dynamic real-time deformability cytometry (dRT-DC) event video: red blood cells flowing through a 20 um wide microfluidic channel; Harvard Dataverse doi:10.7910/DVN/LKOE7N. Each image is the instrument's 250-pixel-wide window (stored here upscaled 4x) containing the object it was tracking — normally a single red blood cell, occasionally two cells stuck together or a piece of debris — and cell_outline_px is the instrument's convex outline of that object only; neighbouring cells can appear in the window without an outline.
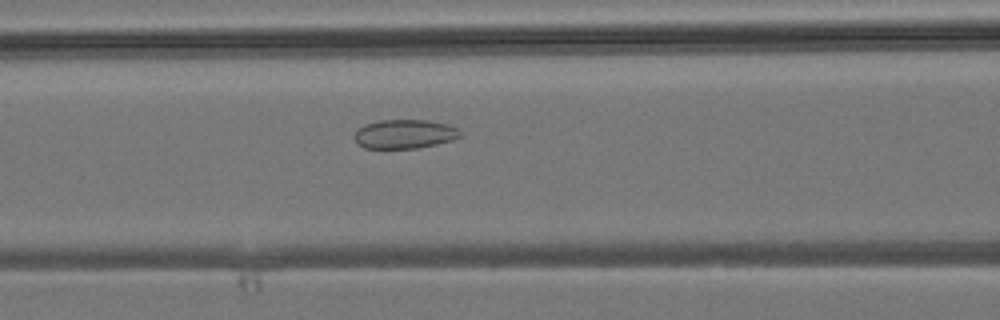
{"species": "common noctule bat (a hibernating species)", "species_latin": "Nyctalus noctula", "temperature_condition": "room temperature", "stored_images_in_passage": 37, "camera_frame_rate_fps": 3000, "um_per_image_px": 0.085, "animal": {"sex": "male", "body_mass_g": 19.2, "forearm_length_mm": 51.8}, "frame": {"image": 1, "passage_image": 16, "time_ms": 5.0, "image_size_px": [1000, 320], "cell_outline_px": [[460, 136], [452, 140], [436, 144], [416, 148], [364, 148], [356, 144], [352, 136], [356, 128], [364, 124], [376, 120], [428, 120], [448, 124], [460, 128]], "centroid_in_image_um": [34.32, 11.38], "position_along_channel_um": 132.3, "area_um2": 18.26}}
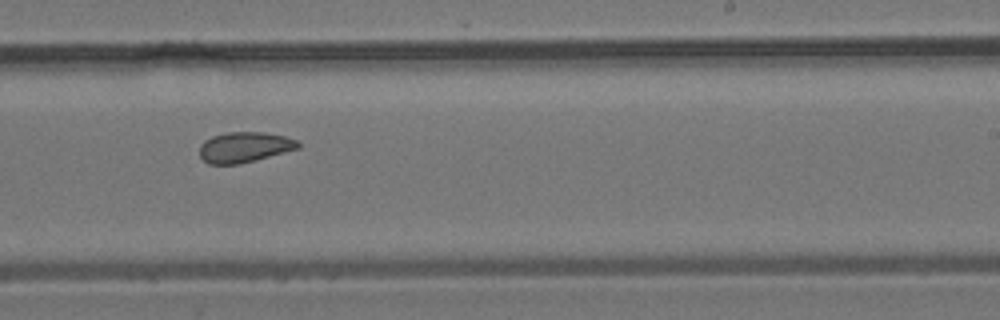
{"frame": {"image": 2, "passage_image": 25, "time_ms": 8.0, "image_size_px": [1000, 320], "cell_outline_px": [[300, 148], [240, 164], [208, 164], [200, 156], [200, 144], [204, 140], [212, 136], [228, 132], [264, 132], [284, 136], [300, 140]], "centroid_in_image_um": [20.79, 12.5], "position_along_channel_um": 268.2, "area_um2": 17.57}}
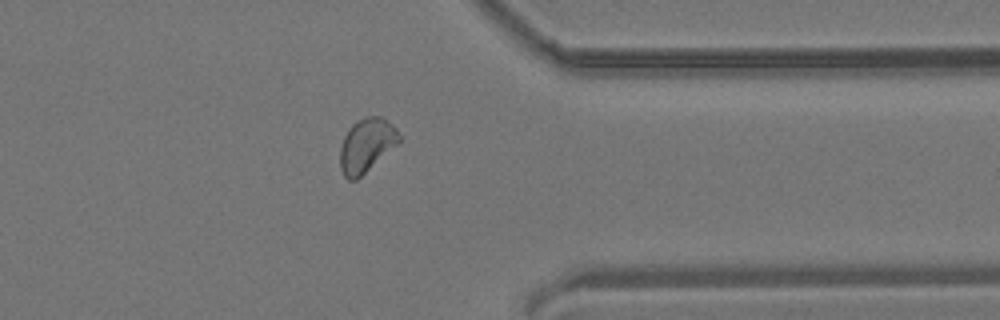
{"frame": {"image": 3, "passage_image": 33, "time_ms": 10.667, "image_size_px": [1000, 320], "cell_outline_px": [[400, 140], [396, 144], [356, 180], [348, 180], [344, 176], [340, 168], [340, 148], [344, 136], [348, 128], [356, 120], [364, 116], [384, 116], [396, 128], [400, 136]], "centroid_in_image_um": [31.12, 12.31], "position_along_channel_um": 380.3, "area_um2": 18.38}}